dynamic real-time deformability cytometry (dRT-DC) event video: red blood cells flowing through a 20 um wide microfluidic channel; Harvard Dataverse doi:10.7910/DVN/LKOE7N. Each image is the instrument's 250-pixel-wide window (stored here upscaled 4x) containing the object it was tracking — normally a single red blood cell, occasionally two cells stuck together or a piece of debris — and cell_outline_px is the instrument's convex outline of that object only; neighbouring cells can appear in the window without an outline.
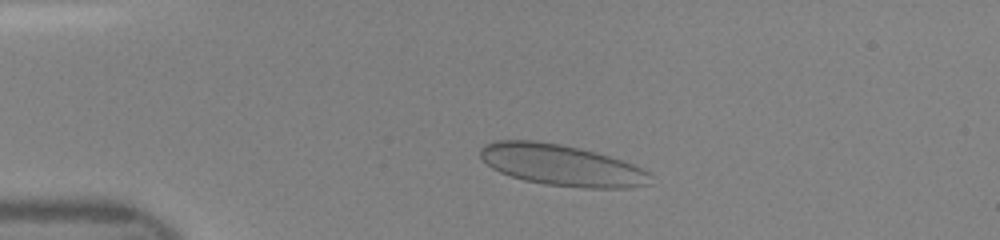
{"species": "human", "species_latin": "Homo sapiens", "temperature_condition": "room temperature", "stored_images_in_passage": 35, "camera_frame_rate_fps": 3000, "um_per_image_px": 0.085, "donor": {"sex": "female"}, "frame": {"image": 1, "passage_image": 6, "time_ms": 1.667, "image_size_px": [1000, 240], "cell_outline_px": [[652, 184], [624, 188], [580, 188], [544, 184], [524, 180], [500, 172], [492, 168], [480, 156], [480, 148], [484, 144], [496, 140], [532, 140], [560, 144], [580, 148], [596, 152], [632, 164], [648, 172]], "centroid_in_image_um": [47.71, 14.04], "position_along_channel_um": 37.3, "area_um2": 40.69}}
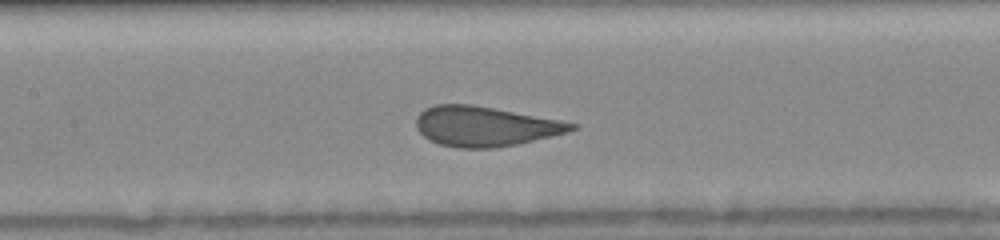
{"frame": {"image": 2, "passage_image": 18, "time_ms": 5.667, "image_size_px": [1000, 240], "cell_outline_px": [[576, 128], [568, 132], [516, 144], [492, 148], [456, 148], [440, 144], [424, 136], [416, 128], [416, 116], [424, 108], [436, 104], [472, 104], [560, 120], [576, 124]], "centroid_in_image_um": [41.18, 10.73], "position_along_channel_um": 166.2, "area_um2": 35.84}}
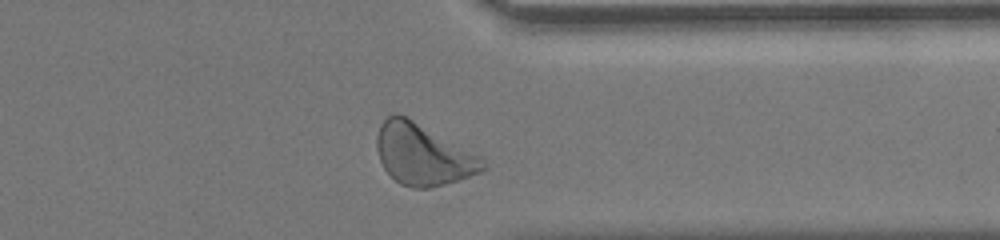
{"frame": {"image": 3, "passage_image": 33, "time_ms": 10.667, "image_size_px": [1000, 240], "cell_outline_px": [[488, 168], [480, 172], [444, 184], [428, 188], [412, 188], [400, 184], [384, 168], [380, 160], [376, 148], [376, 140], [380, 124], [392, 112], [404, 116], [484, 156]], "centroid_in_image_um": [35.98, 13.13], "position_along_channel_um": 375.4, "area_um2": 37.8}}